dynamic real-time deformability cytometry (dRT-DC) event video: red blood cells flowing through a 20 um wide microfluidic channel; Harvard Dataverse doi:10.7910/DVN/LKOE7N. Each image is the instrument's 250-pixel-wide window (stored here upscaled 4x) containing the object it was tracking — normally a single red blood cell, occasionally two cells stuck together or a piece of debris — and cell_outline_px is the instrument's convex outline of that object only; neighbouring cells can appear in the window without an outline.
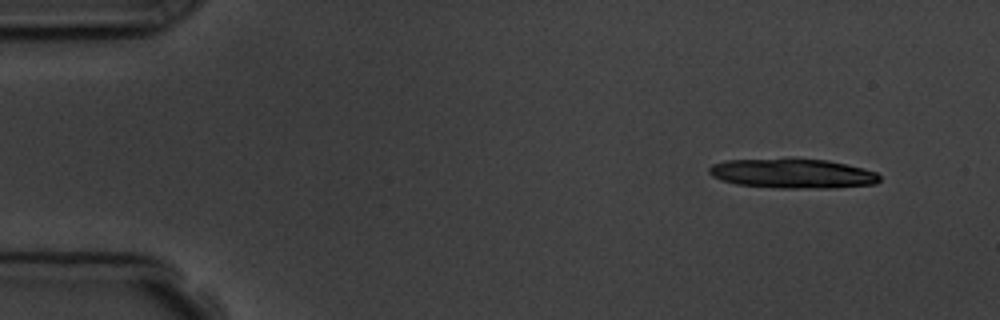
{"species": "common noctule bat (a hibernating species)", "species_latin": "Nyctalus noctula", "temperature_condition": "room temperature", "stored_images_in_passage": 4, "camera_frame_rate_fps": 3000, "um_per_image_px": 0.085, "animal": {"sex": "male", "body_mass_g": 19.5, "forearm_length_mm": 54.6}, "frame": {"image": 1, "passage_image": 1, "time_ms": 0.0, "image_size_px": [1000, 320], "cell_outline_px": [[880, 180], [876, 184], [832, 188], [780, 188], [736, 184], [720, 180], [712, 176], [708, 172], [708, 168], [712, 164], [724, 160], [792, 156], [828, 160], [864, 168], [876, 172], [880, 176]], "centroid_in_image_um": [67.33, 14.71], "position_along_channel_um": 17.7, "area_um2": 30.52}}